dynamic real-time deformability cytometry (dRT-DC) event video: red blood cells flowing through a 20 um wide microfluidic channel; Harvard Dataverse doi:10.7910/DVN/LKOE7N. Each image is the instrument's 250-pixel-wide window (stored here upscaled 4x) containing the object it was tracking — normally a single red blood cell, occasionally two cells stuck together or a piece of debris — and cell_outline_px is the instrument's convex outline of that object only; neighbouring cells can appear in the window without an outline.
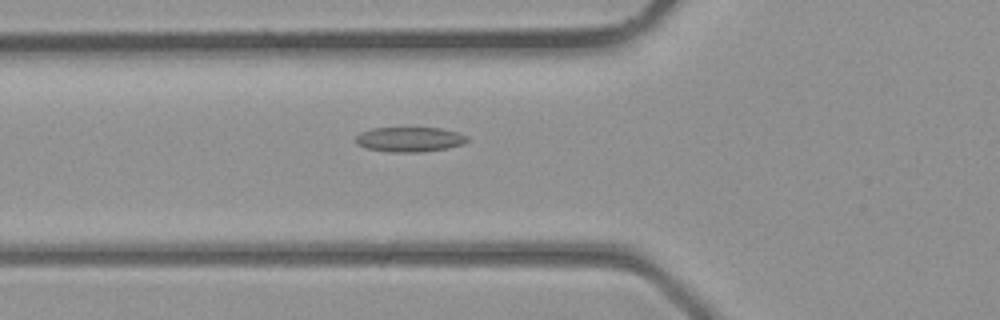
{"species": "common noctule bat (a hibernating species)", "species_latin": "Nyctalus noctula", "temperature_condition": "room temperature", "stored_images_in_passage": 35, "camera_frame_rate_fps": 3000, "um_per_image_px": 0.085, "animal": {"sex": "male", "body_mass_g": 23.1, "forearm_length_mm": 52.7}, "frame": {"image": 1, "passage_image": 10, "time_ms": 3.0, "image_size_px": [1000, 320], "cell_outline_px": [[468, 140], [464, 144], [448, 148], [420, 152], [388, 152], [364, 148], [356, 144], [356, 136], [360, 132], [372, 128], [444, 128], [468, 136]], "centroid_in_image_um": [34.81, 11.85], "position_along_channel_um": 91.0, "area_um2": 16.3}}
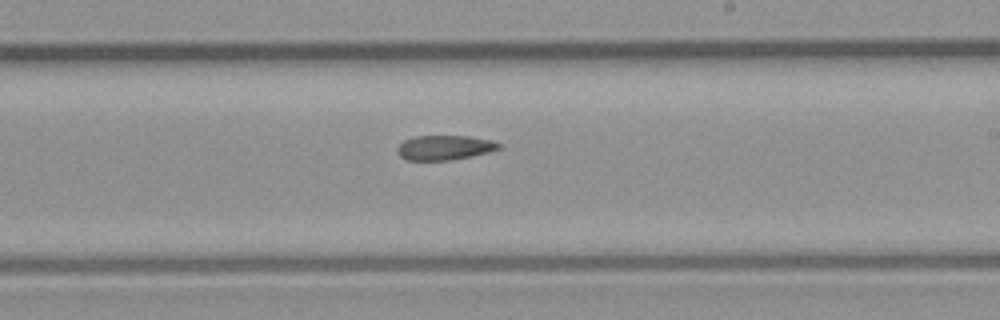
{"frame": {"image": 2, "passage_image": 19, "time_ms": 6.0, "image_size_px": [1000, 320], "cell_outline_px": [[500, 148], [488, 152], [452, 160], [404, 160], [396, 152], [396, 148], [404, 140], [412, 136], [468, 136], [492, 140], [500, 144]], "centroid_in_image_um": [37.73, 12.54], "position_along_channel_um": 251.3, "area_um2": 14.62}}
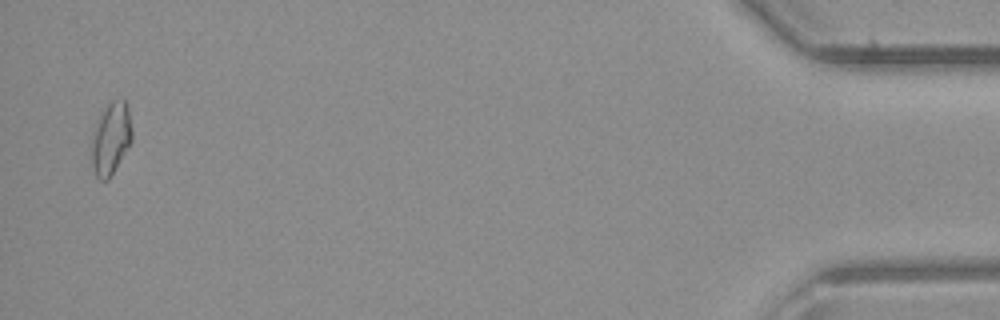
{"frame": {"image": 3, "passage_image": 34, "time_ms": 11.0, "image_size_px": [1000, 320], "cell_outline_px": [[132, 140], [108, 180], [100, 180], [96, 176], [92, 168], [92, 128], [104, 108], [112, 100], [124, 100], [128, 108], [132, 132]], "centroid_in_image_um": [9.4, 11.77], "position_along_channel_um": 425.8, "area_um2": 16.88}}